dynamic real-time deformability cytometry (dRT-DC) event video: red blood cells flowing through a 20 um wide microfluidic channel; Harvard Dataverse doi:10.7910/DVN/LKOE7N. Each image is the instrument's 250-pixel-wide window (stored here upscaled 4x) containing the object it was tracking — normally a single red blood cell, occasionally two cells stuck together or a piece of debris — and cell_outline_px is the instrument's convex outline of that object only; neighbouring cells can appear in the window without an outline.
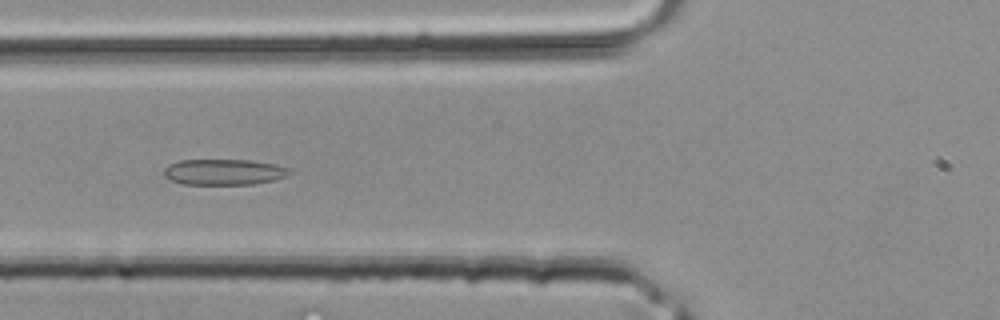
{"species": "common noctule bat (a hibernating species)", "species_latin": "Nyctalus noctula", "temperature_condition": "room temperature", "stored_images_in_passage": 39, "segment_of_instrument_passage": [2, 2], "camera_frame_rate_fps": 3000, "um_per_image_px": 0.085, "animal": {"sex": "male", "body_mass_g": 20.4}, "frame": {"image": 1, "passage_image": 15, "time_ms": 4.667, "image_size_px": [1000, 320], "cell_outline_px": [[292, 172], [284, 176], [272, 180], [252, 184], [184, 184], [172, 180], [164, 176], [164, 168], [168, 164], [180, 160], [248, 160], [276, 164], [292, 168]], "centroid_in_image_um": [19.03, 14.61], "position_along_channel_um": 106.8, "area_um2": 18.84}}
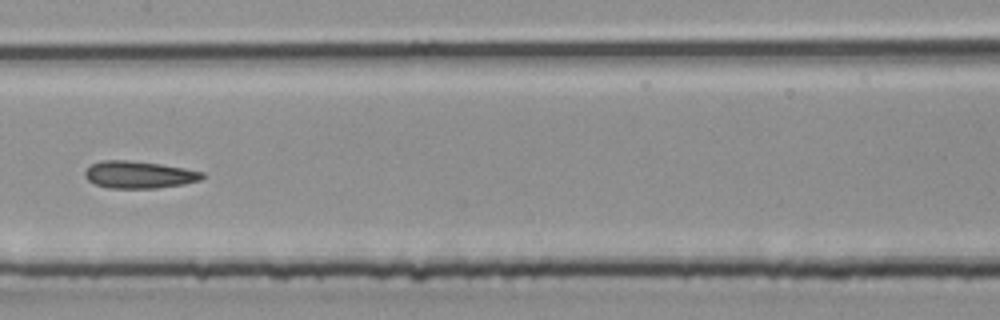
{"frame": {"image": 2, "passage_image": 20, "time_ms": 6.333, "image_size_px": [1000, 320], "cell_outline_px": [[204, 176], [200, 180], [184, 184], [156, 188], [108, 188], [96, 184], [88, 180], [84, 176], [84, 172], [92, 164], [100, 160], [128, 160], [160, 164], [184, 168], [204, 172]], "centroid_in_image_um": [11.81, 14.85], "position_along_channel_um": 195.6, "area_um2": 18.55}}
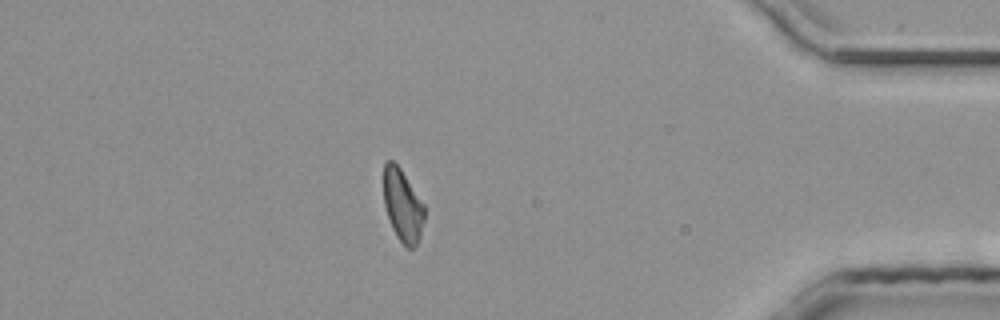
{"frame": {"image": 3, "passage_image": 34, "time_ms": 11.0, "image_size_px": [1000, 320], "cell_outline_px": [[424, 220], [420, 236], [416, 244], [412, 248], [408, 248], [396, 236], [392, 228], [384, 204], [384, 164], [388, 160], [392, 160], [400, 168], [424, 204]], "centroid_in_image_um": [34.22, 17.46], "position_along_channel_um": 401.0, "area_um2": 16.94}}